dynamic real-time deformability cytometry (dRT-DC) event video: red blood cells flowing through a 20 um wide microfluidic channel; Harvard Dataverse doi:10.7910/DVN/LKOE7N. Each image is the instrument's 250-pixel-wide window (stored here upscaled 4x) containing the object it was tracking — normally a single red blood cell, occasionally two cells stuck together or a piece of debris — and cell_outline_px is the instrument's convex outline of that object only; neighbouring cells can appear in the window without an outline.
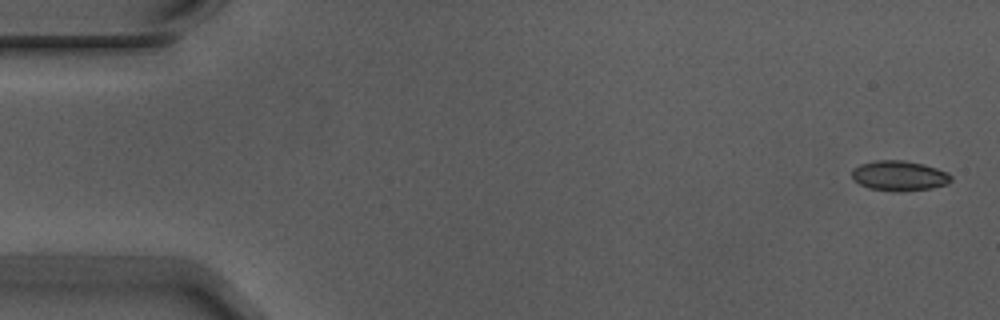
{"species": "Egyptian fruit bat (a non-hibernating species)", "species_latin": "Rousettus aegyptiacus", "temperature_condition": "warm", "stored_images_in_passage": 4, "camera_frame_rate_fps": 3000, "um_per_image_px": 0.085, "animal": {"sex": "male"}, "frame": {"image": 1, "passage_image": 1, "time_ms": 0.0, "image_size_px": [1000, 320], "cell_outline_px": [[952, 180], [948, 184], [932, 188], [868, 188], [852, 180], [852, 168], [860, 164], [876, 160], [904, 160], [924, 164], [948, 172], [952, 176]], "centroid_in_image_um": [76.43, 14.87], "position_along_channel_um": 8.6, "area_um2": 16.7}}
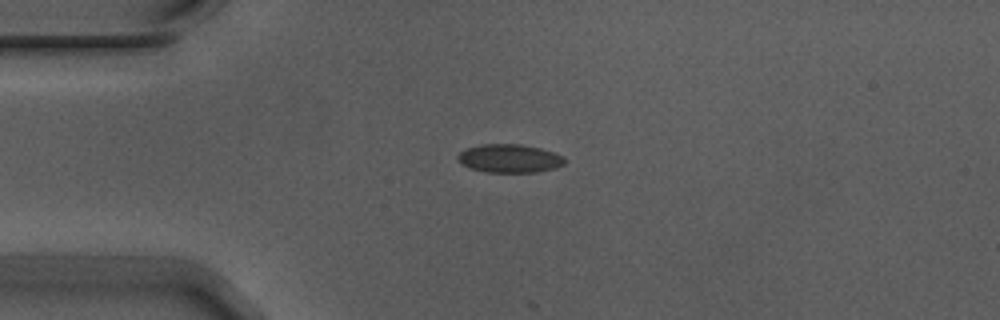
{"frame": {"image": 2, "passage_image": 4, "time_ms": 1.0, "image_size_px": [1000, 320], "cell_outline_px": [[564, 164], [556, 168], [536, 172], [488, 172], [468, 168], [460, 164], [456, 160], [456, 156], [464, 148], [484, 144], [520, 144], [540, 148], [564, 156]], "centroid_in_image_um": [43.25, 13.47], "position_along_channel_um": 41.7, "area_um2": 17.86}}